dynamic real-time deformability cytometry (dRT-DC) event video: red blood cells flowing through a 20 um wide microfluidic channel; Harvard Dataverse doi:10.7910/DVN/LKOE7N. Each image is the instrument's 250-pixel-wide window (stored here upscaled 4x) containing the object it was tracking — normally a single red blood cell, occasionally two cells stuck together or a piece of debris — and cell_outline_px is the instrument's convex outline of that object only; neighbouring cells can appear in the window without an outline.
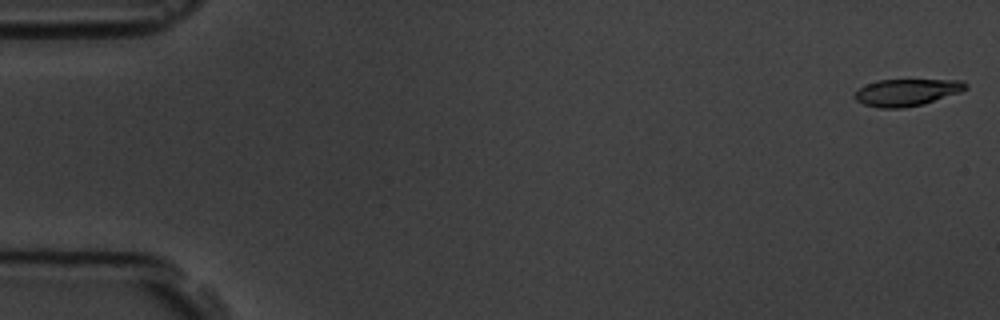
{"species": "common noctule bat (a hibernating species)", "species_latin": "Nyctalus noctula", "temperature_condition": "room temperature", "stored_images_in_passage": 57, "camera_frame_rate_fps": 3000, "um_per_image_px": 0.085, "animal": {"sex": "male", "body_mass_g": 19.5, "forearm_length_mm": 54.6}, "frame": {"image": 1, "passage_image": 1, "time_ms": 0.0, "image_size_px": [1000, 320], "cell_outline_px": [[968, 88], [960, 92], [924, 104], [900, 108], [880, 108], [864, 104], [856, 100], [852, 96], [860, 88], [868, 84], [880, 80], [964, 80], [968, 84]], "centroid_in_image_um": [77.1, 7.85], "position_along_channel_um": 7.9, "area_um2": 17.34}}
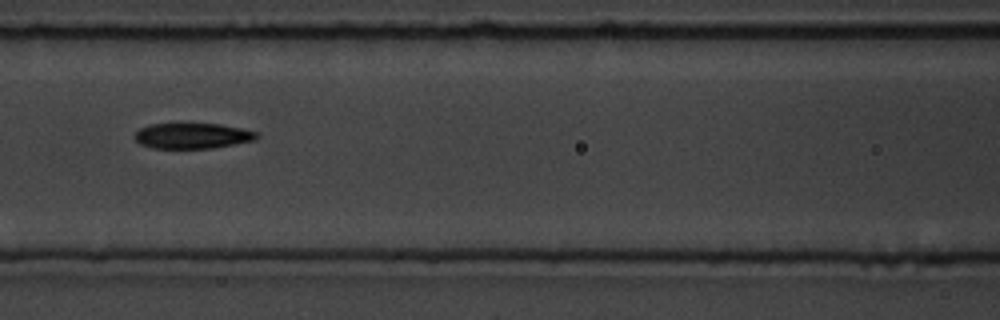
{"frame": {"image": 2, "passage_image": 25, "time_ms": 8.0, "image_size_px": [1000, 320], "cell_outline_px": [[260, 136], [256, 140], [212, 148], [152, 148], [140, 144], [132, 136], [140, 128], [148, 124], [180, 120], [220, 124], [240, 128], [256, 132]], "centroid_in_image_um": [16.29, 11.48], "position_along_channel_um": 150.3, "area_um2": 19.19}}
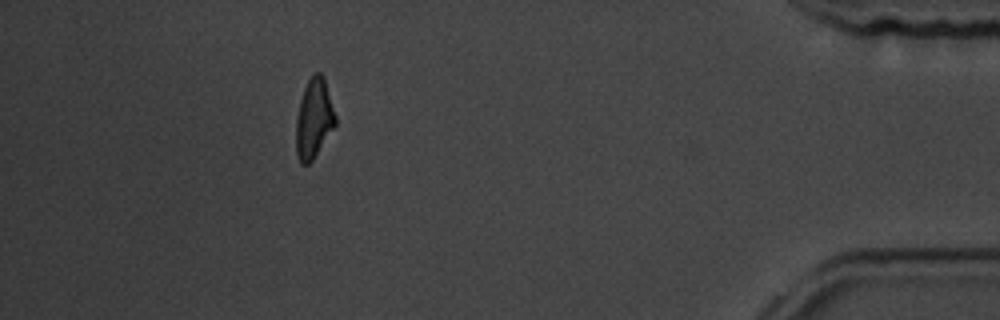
{"frame": {"image": 3, "passage_image": 51, "time_ms": 16.667, "image_size_px": [1000, 320], "cell_outline_px": [[336, 124], [312, 160], [308, 164], [300, 164], [296, 156], [296, 120], [300, 100], [304, 88], [308, 80], [316, 72], [320, 72], [324, 76], [336, 116]], "centroid_in_image_um": [26.67, 10.08], "position_along_channel_um": 408.5, "area_um2": 18.15}, "authors_computed_cell_mechanics": {"area_um2": 18.496, "velocity_mm_per_s": 3.6167, "shape_relaxation_time_tau1_ms": 3.5412, "shape_relaxation_time_tau2_ms": 4.094, "deformation_change_tau1": 0.1444, "deformation_change_tau2": 0.1231}}